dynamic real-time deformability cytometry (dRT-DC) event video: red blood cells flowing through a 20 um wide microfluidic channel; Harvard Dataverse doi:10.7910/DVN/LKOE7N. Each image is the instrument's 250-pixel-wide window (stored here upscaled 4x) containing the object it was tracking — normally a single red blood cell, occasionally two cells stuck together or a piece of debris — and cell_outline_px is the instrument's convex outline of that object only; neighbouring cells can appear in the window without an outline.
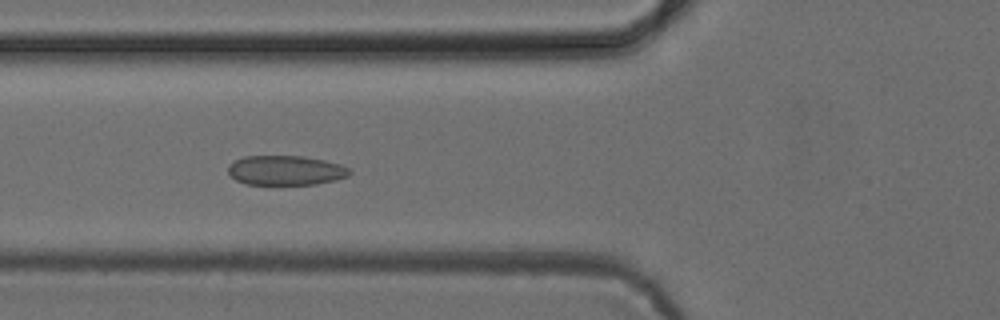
{"species": "common noctule bat (a hibernating species)", "species_latin": "Nyctalus noctula", "temperature_condition": "cold", "stored_images_in_passage": 52, "camera_frame_rate_fps": 3000, "um_per_image_px": 0.085, "animal": {"sex": "female", "body_mass_g": 24.6, "forearm_length_mm": 56.2}, "frame": {"image": 1, "passage_image": 20, "time_ms": 6.333, "image_size_px": [1000, 320], "cell_outline_px": [[352, 172], [348, 176], [336, 180], [316, 184], [244, 184], [236, 180], [228, 172], [228, 164], [244, 156], [304, 156], [324, 160], [340, 164], [348, 168]], "centroid_in_image_um": [24.28, 14.48], "position_along_channel_um": 101.5, "area_um2": 20.98}}
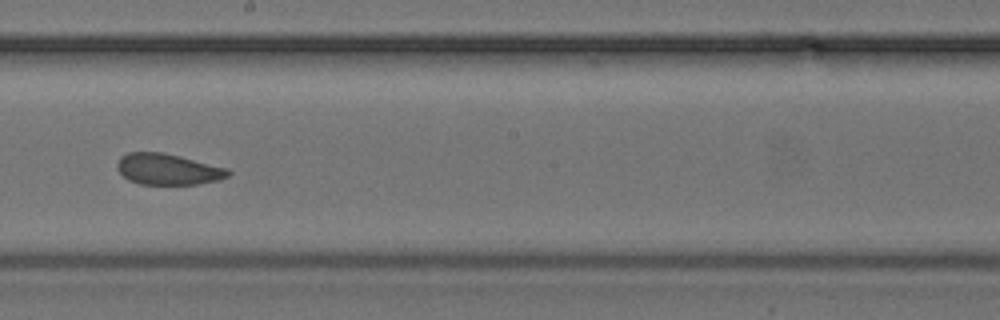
{"frame": {"image": 2, "passage_image": 30, "time_ms": 9.667, "image_size_px": [1000, 320], "cell_outline_px": [[232, 172], [228, 176], [220, 180], [196, 184], [140, 184], [128, 180], [116, 168], [116, 164], [120, 156], [128, 152], [164, 152], [228, 168]], "centroid_in_image_um": [14.27, 14.38], "position_along_channel_um": 233.9, "area_um2": 20.23}}
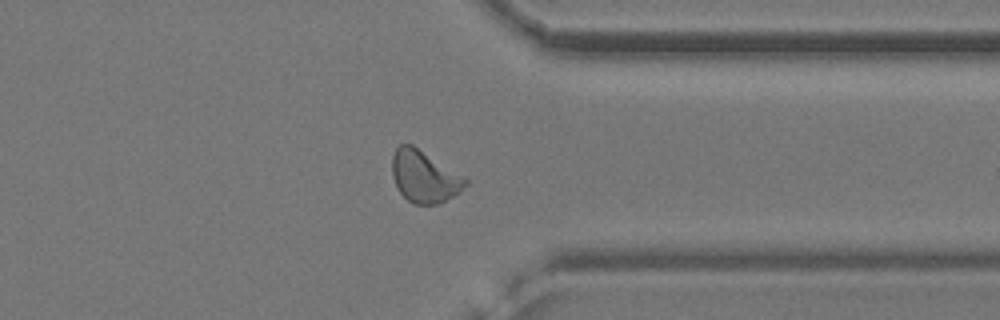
{"frame": {"image": 3, "passage_image": 41, "time_ms": 13.333, "image_size_px": [1000, 320], "cell_outline_px": [[468, 184], [452, 196], [440, 204], [412, 204], [400, 192], [392, 176], [392, 156], [396, 148], [400, 144], [412, 144], [464, 176], [468, 180]], "centroid_in_image_um": [36.05, 15.0], "position_along_channel_um": 375.3, "area_um2": 22.02}}